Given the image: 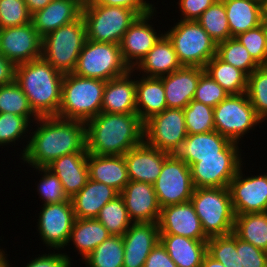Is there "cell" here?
Segmentation results:
<instances>
[{"mask_svg": "<svg viewBox=\"0 0 267 267\" xmlns=\"http://www.w3.org/2000/svg\"><path fill=\"white\" fill-rule=\"evenodd\" d=\"M204 71L200 67L182 66L159 77L163 81L167 108L184 109L193 100L199 78Z\"/></svg>", "mask_w": 267, "mask_h": 267, "instance_id": "cell-22", "label": "cell"}, {"mask_svg": "<svg viewBox=\"0 0 267 267\" xmlns=\"http://www.w3.org/2000/svg\"><path fill=\"white\" fill-rule=\"evenodd\" d=\"M89 179L113 187L119 193L130 181L123 155H94L88 153Z\"/></svg>", "mask_w": 267, "mask_h": 267, "instance_id": "cell-26", "label": "cell"}, {"mask_svg": "<svg viewBox=\"0 0 267 267\" xmlns=\"http://www.w3.org/2000/svg\"><path fill=\"white\" fill-rule=\"evenodd\" d=\"M183 109L166 108L144 122V141L161 151L175 154L187 137Z\"/></svg>", "mask_w": 267, "mask_h": 267, "instance_id": "cell-13", "label": "cell"}, {"mask_svg": "<svg viewBox=\"0 0 267 267\" xmlns=\"http://www.w3.org/2000/svg\"><path fill=\"white\" fill-rule=\"evenodd\" d=\"M15 67L10 60L0 54V86L14 81Z\"/></svg>", "mask_w": 267, "mask_h": 267, "instance_id": "cell-54", "label": "cell"}, {"mask_svg": "<svg viewBox=\"0 0 267 267\" xmlns=\"http://www.w3.org/2000/svg\"><path fill=\"white\" fill-rule=\"evenodd\" d=\"M181 67L174 46L164 33L133 70L141 76L159 78Z\"/></svg>", "mask_w": 267, "mask_h": 267, "instance_id": "cell-27", "label": "cell"}, {"mask_svg": "<svg viewBox=\"0 0 267 267\" xmlns=\"http://www.w3.org/2000/svg\"><path fill=\"white\" fill-rule=\"evenodd\" d=\"M207 253L225 267H237L236 235L231 233L210 237Z\"/></svg>", "mask_w": 267, "mask_h": 267, "instance_id": "cell-45", "label": "cell"}, {"mask_svg": "<svg viewBox=\"0 0 267 267\" xmlns=\"http://www.w3.org/2000/svg\"><path fill=\"white\" fill-rule=\"evenodd\" d=\"M232 37L261 25L263 5L257 0H222Z\"/></svg>", "mask_w": 267, "mask_h": 267, "instance_id": "cell-32", "label": "cell"}, {"mask_svg": "<svg viewBox=\"0 0 267 267\" xmlns=\"http://www.w3.org/2000/svg\"><path fill=\"white\" fill-rule=\"evenodd\" d=\"M82 262L86 267H123L124 242L119 235H110Z\"/></svg>", "mask_w": 267, "mask_h": 267, "instance_id": "cell-36", "label": "cell"}, {"mask_svg": "<svg viewBox=\"0 0 267 267\" xmlns=\"http://www.w3.org/2000/svg\"><path fill=\"white\" fill-rule=\"evenodd\" d=\"M54 251V252H53ZM44 254H38L32 258L31 261L25 263L23 267H72L73 258H70V254L67 255L66 251L63 253L61 250H53ZM58 252V253H57ZM38 256V257H37Z\"/></svg>", "mask_w": 267, "mask_h": 267, "instance_id": "cell-50", "label": "cell"}, {"mask_svg": "<svg viewBox=\"0 0 267 267\" xmlns=\"http://www.w3.org/2000/svg\"><path fill=\"white\" fill-rule=\"evenodd\" d=\"M263 28H264V31H265V34H266V39H267V17H263L262 18V22H261Z\"/></svg>", "mask_w": 267, "mask_h": 267, "instance_id": "cell-60", "label": "cell"}, {"mask_svg": "<svg viewBox=\"0 0 267 267\" xmlns=\"http://www.w3.org/2000/svg\"><path fill=\"white\" fill-rule=\"evenodd\" d=\"M207 241L179 235L160 234V242L178 267H200L207 254Z\"/></svg>", "mask_w": 267, "mask_h": 267, "instance_id": "cell-30", "label": "cell"}, {"mask_svg": "<svg viewBox=\"0 0 267 267\" xmlns=\"http://www.w3.org/2000/svg\"><path fill=\"white\" fill-rule=\"evenodd\" d=\"M156 8L147 14L138 16L125 32L120 43L123 60L131 70L139 64L164 34L163 30L161 32L155 29L154 23L151 22L156 19Z\"/></svg>", "mask_w": 267, "mask_h": 267, "instance_id": "cell-16", "label": "cell"}, {"mask_svg": "<svg viewBox=\"0 0 267 267\" xmlns=\"http://www.w3.org/2000/svg\"><path fill=\"white\" fill-rule=\"evenodd\" d=\"M228 95L223 87L204 71L199 78L193 100L214 108Z\"/></svg>", "mask_w": 267, "mask_h": 267, "instance_id": "cell-48", "label": "cell"}, {"mask_svg": "<svg viewBox=\"0 0 267 267\" xmlns=\"http://www.w3.org/2000/svg\"><path fill=\"white\" fill-rule=\"evenodd\" d=\"M232 141L217 131L199 134H187L175 155L189 166L200 161L202 157H221V152Z\"/></svg>", "mask_w": 267, "mask_h": 267, "instance_id": "cell-28", "label": "cell"}, {"mask_svg": "<svg viewBox=\"0 0 267 267\" xmlns=\"http://www.w3.org/2000/svg\"><path fill=\"white\" fill-rule=\"evenodd\" d=\"M188 134H199L215 131L214 108L192 100L183 109Z\"/></svg>", "mask_w": 267, "mask_h": 267, "instance_id": "cell-43", "label": "cell"}, {"mask_svg": "<svg viewBox=\"0 0 267 267\" xmlns=\"http://www.w3.org/2000/svg\"><path fill=\"white\" fill-rule=\"evenodd\" d=\"M153 186L161 208L190 201L194 191L190 166L170 154Z\"/></svg>", "mask_w": 267, "mask_h": 267, "instance_id": "cell-12", "label": "cell"}, {"mask_svg": "<svg viewBox=\"0 0 267 267\" xmlns=\"http://www.w3.org/2000/svg\"><path fill=\"white\" fill-rule=\"evenodd\" d=\"M237 267H267V252L236 236Z\"/></svg>", "mask_w": 267, "mask_h": 267, "instance_id": "cell-49", "label": "cell"}, {"mask_svg": "<svg viewBox=\"0 0 267 267\" xmlns=\"http://www.w3.org/2000/svg\"><path fill=\"white\" fill-rule=\"evenodd\" d=\"M101 112L137 113L136 72L133 69L126 75L106 81Z\"/></svg>", "mask_w": 267, "mask_h": 267, "instance_id": "cell-23", "label": "cell"}, {"mask_svg": "<svg viewBox=\"0 0 267 267\" xmlns=\"http://www.w3.org/2000/svg\"><path fill=\"white\" fill-rule=\"evenodd\" d=\"M264 213H265V216L267 217V209L264 211Z\"/></svg>", "mask_w": 267, "mask_h": 267, "instance_id": "cell-63", "label": "cell"}, {"mask_svg": "<svg viewBox=\"0 0 267 267\" xmlns=\"http://www.w3.org/2000/svg\"><path fill=\"white\" fill-rule=\"evenodd\" d=\"M233 233L242 241L267 252V217L264 212L235 215Z\"/></svg>", "mask_w": 267, "mask_h": 267, "instance_id": "cell-35", "label": "cell"}, {"mask_svg": "<svg viewBox=\"0 0 267 267\" xmlns=\"http://www.w3.org/2000/svg\"><path fill=\"white\" fill-rule=\"evenodd\" d=\"M177 20L164 33L172 42L178 61L182 66L204 68L217 55V43L196 20Z\"/></svg>", "mask_w": 267, "mask_h": 267, "instance_id": "cell-6", "label": "cell"}, {"mask_svg": "<svg viewBox=\"0 0 267 267\" xmlns=\"http://www.w3.org/2000/svg\"><path fill=\"white\" fill-rule=\"evenodd\" d=\"M170 154L150 146L145 141L128 150L123 156L130 181L154 184L161 173L164 160Z\"/></svg>", "mask_w": 267, "mask_h": 267, "instance_id": "cell-20", "label": "cell"}, {"mask_svg": "<svg viewBox=\"0 0 267 267\" xmlns=\"http://www.w3.org/2000/svg\"><path fill=\"white\" fill-rule=\"evenodd\" d=\"M263 17H267V2L263 4Z\"/></svg>", "mask_w": 267, "mask_h": 267, "instance_id": "cell-61", "label": "cell"}, {"mask_svg": "<svg viewBox=\"0 0 267 267\" xmlns=\"http://www.w3.org/2000/svg\"><path fill=\"white\" fill-rule=\"evenodd\" d=\"M111 6L125 7L134 10L139 16L149 13L155 4L149 0H111Z\"/></svg>", "mask_w": 267, "mask_h": 267, "instance_id": "cell-53", "label": "cell"}, {"mask_svg": "<svg viewBox=\"0 0 267 267\" xmlns=\"http://www.w3.org/2000/svg\"><path fill=\"white\" fill-rule=\"evenodd\" d=\"M86 150L94 155H124L144 141V122L137 113H106L85 123Z\"/></svg>", "mask_w": 267, "mask_h": 267, "instance_id": "cell-2", "label": "cell"}, {"mask_svg": "<svg viewBox=\"0 0 267 267\" xmlns=\"http://www.w3.org/2000/svg\"><path fill=\"white\" fill-rule=\"evenodd\" d=\"M106 81L64 74L61 104L56 117L87 122L101 112Z\"/></svg>", "mask_w": 267, "mask_h": 267, "instance_id": "cell-4", "label": "cell"}, {"mask_svg": "<svg viewBox=\"0 0 267 267\" xmlns=\"http://www.w3.org/2000/svg\"><path fill=\"white\" fill-rule=\"evenodd\" d=\"M82 15V7L74 0H52L43 9L34 12L31 22L43 38L59 27L77 20Z\"/></svg>", "mask_w": 267, "mask_h": 267, "instance_id": "cell-25", "label": "cell"}, {"mask_svg": "<svg viewBox=\"0 0 267 267\" xmlns=\"http://www.w3.org/2000/svg\"><path fill=\"white\" fill-rule=\"evenodd\" d=\"M144 267H178L159 241L148 255Z\"/></svg>", "mask_w": 267, "mask_h": 267, "instance_id": "cell-52", "label": "cell"}, {"mask_svg": "<svg viewBox=\"0 0 267 267\" xmlns=\"http://www.w3.org/2000/svg\"><path fill=\"white\" fill-rule=\"evenodd\" d=\"M96 219L102 223L111 235L122 236L133 224L120 195L104 205Z\"/></svg>", "mask_w": 267, "mask_h": 267, "instance_id": "cell-40", "label": "cell"}, {"mask_svg": "<svg viewBox=\"0 0 267 267\" xmlns=\"http://www.w3.org/2000/svg\"><path fill=\"white\" fill-rule=\"evenodd\" d=\"M87 40L82 15L42 38V58L63 74L73 73Z\"/></svg>", "mask_w": 267, "mask_h": 267, "instance_id": "cell-7", "label": "cell"}, {"mask_svg": "<svg viewBox=\"0 0 267 267\" xmlns=\"http://www.w3.org/2000/svg\"><path fill=\"white\" fill-rule=\"evenodd\" d=\"M27 8L31 14L34 12L43 9L48 5L52 0H24Z\"/></svg>", "mask_w": 267, "mask_h": 267, "instance_id": "cell-55", "label": "cell"}, {"mask_svg": "<svg viewBox=\"0 0 267 267\" xmlns=\"http://www.w3.org/2000/svg\"><path fill=\"white\" fill-rule=\"evenodd\" d=\"M31 123L20 115H15L12 113H0V148L4 146H13L16 145L19 141H26V145H24L20 149L19 156L21 157L28 145L29 135L28 132L31 130ZM25 138V139H24ZM13 144V145H12Z\"/></svg>", "mask_w": 267, "mask_h": 267, "instance_id": "cell-38", "label": "cell"}, {"mask_svg": "<svg viewBox=\"0 0 267 267\" xmlns=\"http://www.w3.org/2000/svg\"><path fill=\"white\" fill-rule=\"evenodd\" d=\"M96 4H102L105 6H111V0H89V6H93Z\"/></svg>", "mask_w": 267, "mask_h": 267, "instance_id": "cell-58", "label": "cell"}, {"mask_svg": "<svg viewBox=\"0 0 267 267\" xmlns=\"http://www.w3.org/2000/svg\"><path fill=\"white\" fill-rule=\"evenodd\" d=\"M236 38L259 66H267V39L262 24L239 34Z\"/></svg>", "mask_w": 267, "mask_h": 267, "instance_id": "cell-46", "label": "cell"}, {"mask_svg": "<svg viewBox=\"0 0 267 267\" xmlns=\"http://www.w3.org/2000/svg\"><path fill=\"white\" fill-rule=\"evenodd\" d=\"M77 2L81 7H88L89 6V0H74Z\"/></svg>", "mask_w": 267, "mask_h": 267, "instance_id": "cell-59", "label": "cell"}, {"mask_svg": "<svg viewBox=\"0 0 267 267\" xmlns=\"http://www.w3.org/2000/svg\"><path fill=\"white\" fill-rule=\"evenodd\" d=\"M200 267H225V266L221 262L215 260L207 253Z\"/></svg>", "mask_w": 267, "mask_h": 267, "instance_id": "cell-56", "label": "cell"}, {"mask_svg": "<svg viewBox=\"0 0 267 267\" xmlns=\"http://www.w3.org/2000/svg\"><path fill=\"white\" fill-rule=\"evenodd\" d=\"M231 142L222 152L221 157H202L190 166L194 188L228 187L245 161L242 158V146Z\"/></svg>", "mask_w": 267, "mask_h": 267, "instance_id": "cell-11", "label": "cell"}, {"mask_svg": "<svg viewBox=\"0 0 267 267\" xmlns=\"http://www.w3.org/2000/svg\"><path fill=\"white\" fill-rule=\"evenodd\" d=\"M64 74L42 57L15 67L14 81L27 96L39 117L57 116Z\"/></svg>", "mask_w": 267, "mask_h": 267, "instance_id": "cell-3", "label": "cell"}, {"mask_svg": "<svg viewBox=\"0 0 267 267\" xmlns=\"http://www.w3.org/2000/svg\"><path fill=\"white\" fill-rule=\"evenodd\" d=\"M217 56L249 76L259 65L236 37L217 44Z\"/></svg>", "mask_w": 267, "mask_h": 267, "instance_id": "cell-41", "label": "cell"}, {"mask_svg": "<svg viewBox=\"0 0 267 267\" xmlns=\"http://www.w3.org/2000/svg\"><path fill=\"white\" fill-rule=\"evenodd\" d=\"M31 16L24 0H0V29L28 24Z\"/></svg>", "mask_w": 267, "mask_h": 267, "instance_id": "cell-47", "label": "cell"}, {"mask_svg": "<svg viewBox=\"0 0 267 267\" xmlns=\"http://www.w3.org/2000/svg\"><path fill=\"white\" fill-rule=\"evenodd\" d=\"M33 170L40 173L39 182L36 184L39 198L43 205L54 204L70 199L64 190V187L58 177L47 167H35ZM42 176V177H41Z\"/></svg>", "mask_w": 267, "mask_h": 267, "instance_id": "cell-44", "label": "cell"}, {"mask_svg": "<svg viewBox=\"0 0 267 267\" xmlns=\"http://www.w3.org/2000/svg\"><path fill=\"white\" fill-rule=\"evenodd\" d=\"M0 248H1V246H0ZM6 255H8V254L5 253L4 249L3 248L0 249V267H12V265H10V264H12V262L7 259L8 256H6ZM9 262H11V263H9Z\"/></svg>", "mask_w": 267, "mask_h": 267, "instance_id": "cell-57", "label": "cell"}, {"mask_svg": "<svg viewBox=\"0 0 267 267\" xmlns=\"http://www.w3.org/2000/svg\"><path fill=\"white\" fill-rule=\"evenodd\" d=\"M130 70L123 60L120 45L87 39L73 73L85 78L108 81L126 75Z\"/></svg>", "mask_w": 267, "mask_h": 267, "instance_id": "cell-8", "label": "cell"}, {"mask_svg": "<svg viewBox=\"0 0 267 267\" xmlns=\"http://www.w3.org/2000/svg\"><path fill=\"white\" fill-rule=\"evenodd\" d=\"M0 54L15 66L42 56V37L32 22L0 29Z\"/></svg>", "mask_w": 267, "mask_h": 267, "instance_id": "cell-17", "label": "cell"}, {"mask_svg": "<svg viewBox=\"0 0 267 267\" xmlns=\"http://www.w3.org/2000/svg\"><path fill=\"white\" fill-rule=\"evenodd\" d=\"M246 94L257 116L267 121V66H259L248 76Z\"/></svg>", "mask_w": 267, "mask_h": 267, "instance_id": "cell-42", "label": "cell"}, {"mask_svg": "<svg viewBox=\"0 0 267 267\" xmlns=\"http://www.w3.org/2000/svg\"><path fill=\"white\" fill-rule=\"evenodd\" d=\"M190 201L208 238L233 233L235 213L228 187L194 188Z\"/></svg>", "mask_w": 267, "mask_h": 267, "instance_id": "cell-5", "label": "cell"}, {"mask_svg": "<svg viewBox=\"0 0 267 267\" xmlns=\"http://www.w3.org/2000/svg\"><path fill=\"white\" fill-rule=\"evenodd\" d=\"M133 223H157L160 216L154 186L145 182L129 181L120 192Z\"/></svg>", "mask_w": 267, "mask_h": 267, "instance_id": "cell-19", "label": "cell"}, {"mask_svg": "<svg viewBox=\"0 0 267 267\" xmlns=\"http://www.w3.org/2000/svg\"><path fill=\"white\" fill-rule=\"evenodd\" d=\"M122 237L123 267H144L151 250L160 241L158 223H133Z\"/></svg>", "mask_w": 267, "mask_h": 267, "instance_id": "cell-21", "label": "cell"}, {"mask_svg": "<svg viewBox=\"0 0 267 267\" xmlns=\"http://www.w3.org/2000/svg\"><path fill=\"white\" fill-rule=\"evenodd\" d=\"M37 217V231L43 245L50 250H63L68 241L75 221L71 200L41 205Z\"/></svg>", "mask_w": 267, "mask_h": 267, "instance_id": "cell-14", "label": "cell"}, {"mask_svg": "<svg viewBox=\"0 0 267 267\" xmlns=\"http://www.w3.org/2000/svg\"><path fill=\"white\" fill-rule=\"evenodd\" d=\"M110 235L96 218H75L67 245L70 246V243L74 245V252L80 254L79 261H82Z\"/></svg>", "mask_w": 267, "mask_h": 267, "instance_id": "cell-33", "label": "cell"}, {"mask_svg": "<svg viewBox=\"0 0 267 267\" xmlns=\"http://www.w3.org/2000/svg\"><path fill=\"white\" fill-rule=\"evenodd\" d=\"M7 112L25 117L31 124L39 118L15 81L0 86V113Z\"/></svg>", "mask_w": 267, "mask_h": 267, "instance_id": "cell-37", "label": "cell"}, {"mask_svg": "<svg viewBox=\"0 0 267 267\" xmlns=\"http://www.w3.org/2000/svg\"><path fill=\"white\" fill-rule=\"evenodd\" d=\"M217 0H179V20H197Z\"/></svg>", "mask_w": 267, "mask_h": 267, "instance_id": "cell-51", "label": "cell"}, {"mask_svg": "<svg viewBox=\"0 0 267 267\" xmlns=\"http://www.w3.org/2000/svg\"><path fill=\"white\" fill-rule=\"evenodd\" d=\"M140 78H139V77ZM167 108L163 81L158 77L136 75V110L145 122Z\"/></svg>", "mask_w": 267, "mask_h": 267, "instance_id": "cell-31", "label": "cell"}, {"mask_svg": "<svg viewBox=\"0 0 267 267\" xmlns=\"http://www.w3.org/2000/svg\"><path fill=\"white\" fill-rule=\"evenodd\" d=\"M160 234H172L194 240H208L191 201L161 208L158 220Z\"/></svg>", "mask_w": 267, "mask_h": 267, "instance_id": "cell-18", "label": "cell"}, {"mask_svg": "<svg viewBox=\"0 0 267 267\" xmlns=\"http://www.w3.org/2000/svg\"><path fill=\"white\" fill-rule=\"evenodd\" d=\"M213 117L215 131L239 144L246 134L257 126L260 129V123H263L246 93L228 95L214 107Z\"/></svg>", "mask_w": 267, "mask_h": 267, "instance_id": "cell-10", "label": "cell"}, {"mask_svg": "<svg viewBox=\"0 0 267 267\" xmlns=\"http://www.w3.org/2000/svg\"><path fill=\"white\" fill-rule=\"evenodd\" d=\"M29 133L27 148L20 157L23 162H20L32 169L47 167L64 155L87 152L86 125L82 121L39 117L32 123Z\"/></svg>", "mask_w": 267, "mask_h": 267, "instance_id": "cell-1", "label": "cell"}, {"mask_svg": "<svg viewBox=\"0 0 267 267\" xmlns=\"http://www.w3.org/2000/svg\"><path fill=\"white\" fill-rule=\"evenodd\" d=\"M245 164L246 161L228 186L235 215L262 213L267 209V172L246 176Z\"/></svg>", "mask_w": 267, "mask_h": 267, "instance_id": "cell-15", "label": "cell"}, {"mask_svg": "<svg viewBox=\"0 0 267 267\" xmlns=\"http://www.w3.org/2000/svg\"><path fill=\"white\" fill-rule=\"evenodd\" d=\"M196 21L217 44L232 37L222 0L215 1Z\"/></svg>", "mask_w": 267, "mask_h": 267, "instance_id": "cell-39", "label": "cell"}, {"mask_svg": "<svg viewBox=\"0 0 267 267\" xmlns=\"http://www.w3.org/2000/svg\"><path fill=\"white\" fill-rule=\"evenodd\" d=\"M120 193L111 186L89 179L86 185L70 200L75 218H96L101 208Z\"/></svg>", "mask_w": 267, "mask_h": 267, "instance_id": "cell-29", "label": "cell"}, {"mask_svg": "<svg viewBox=\"0 0 267 267\" xmlns=\"http://www.w3.org/2000/svg\"><path fill=\"white\" fill-rule=\"evenodd\" d=\"M204 70L223 87L229 95L246 93L248 76L240 69L225 63L217 55L207 62Z\"/></svg>", "mask_w": 267, "mask_h": 267, "instance_id": "cell-34", "label": "cell"}, {"mask_svg": "<svg viewBox=\"0 0 267 267\" xmlns=\"http://www.w3.org/2000/svg\"><path fill=\"white\" fill-rule=\"evenodd\" d=\"M257 1L262 5L267 2V0H257Z\"/></svg>", "mask_w": 267, "mask_h": 267, "instance_id": "cell-62", "label": "cell"}, {"mask_svg": "<svg viewBox=\"0 0 267 267\" xmlns=\"http://www.w3.org/2000/svg\"><path fill=\"white\" fill-rule=\"evenodd\" d=\"M139 15L125 7L96 4L82 7L87 39L120 45L125 32Z\"/></svg>", "mask_w": 267, "mask_h": 267, "instance_id": "cell-9", "label": "cell"}, {"mask_svg": "<svg viewBox=\"0 0 267 267\" xmlns=\"http://www.w3.org/2000/svg\"><path fill=\"white\" fill-rule=\"evenodd\" d=\"M88 152H75L64 155L47 166L61 181L66 195L71 199L88 182Z\"/></svg>", "mask_w": 267, "mask_h": 267, "instance_id": "cell-24", "label": "cell"}]
</instances>
